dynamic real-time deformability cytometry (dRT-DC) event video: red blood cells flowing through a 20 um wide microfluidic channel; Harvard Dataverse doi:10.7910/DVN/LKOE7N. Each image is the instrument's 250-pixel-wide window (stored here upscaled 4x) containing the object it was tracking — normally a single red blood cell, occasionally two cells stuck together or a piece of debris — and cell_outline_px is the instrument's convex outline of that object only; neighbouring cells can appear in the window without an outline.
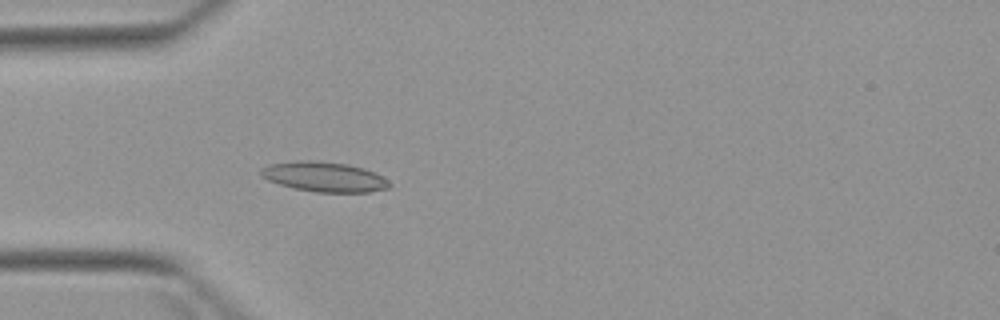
{"species": "Egyptian fruit bat (a non-hibernating species)", "species_latin": "Rousettus aegyptiacus", "temperature_condition": "warm", "stored_images_in_passage": 4, "camera_frame_rate_fps": 3000, "um_per_image_px": 0.085, "animal": {"sex": "female"}, "frame": {"image": 1, "passage_image": 4, "time_ms": 5.0, "image_size_px": [1000, 320], "cell_outline_px": [[392, 184], [388, 188], [368, 192], [316, 192], [296, 188], [280, 184], [268, 180], [260, 176], [260, 168], [268, 164], [300, 160], [312, 160], [348, 164], [364, 168], [388, 180]], "centroid_in_image_um": [27.53, 15.02], "position_along_channel_um": 57.5, "area_um2": 22.31}}